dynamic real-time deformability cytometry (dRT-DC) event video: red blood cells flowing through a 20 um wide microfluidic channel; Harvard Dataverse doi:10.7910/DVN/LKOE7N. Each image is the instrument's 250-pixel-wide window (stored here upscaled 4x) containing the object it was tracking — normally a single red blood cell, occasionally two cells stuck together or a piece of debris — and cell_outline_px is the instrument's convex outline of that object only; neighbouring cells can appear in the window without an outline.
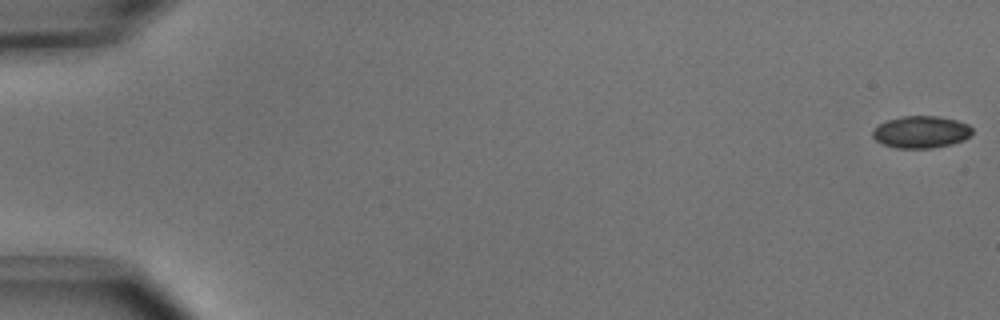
{"species": "common noctule bat (a hibernating species)", "species_latin": "Nyctalus noctula", "temperature_condition": "cold", "stored_images_in_passage": 52, "camera_frame_rate_fps": 3000, "um_per_image_px": 0.085, "animal": {"sex": "male", "body_mass_g": 15.6}, "frame": {"image": 1, "passage_image": 1, "time_ms": 0.0, "image_size_px": [1000, 320], "cell_outline_px": [[972, 132], [964, 140], [952, 144], [932, 148], [896, 148], [884, 144], [876, 140], [872, 136], [872, 132], [880, 124], [888, 120], [904, 116], [936, 116], [956, 120], [968, 124], [972, 128]], "centroid_in_image_um": [78.3, 11.22], "position_along_channel_um": 6.7, "area_um2": 18.44}}
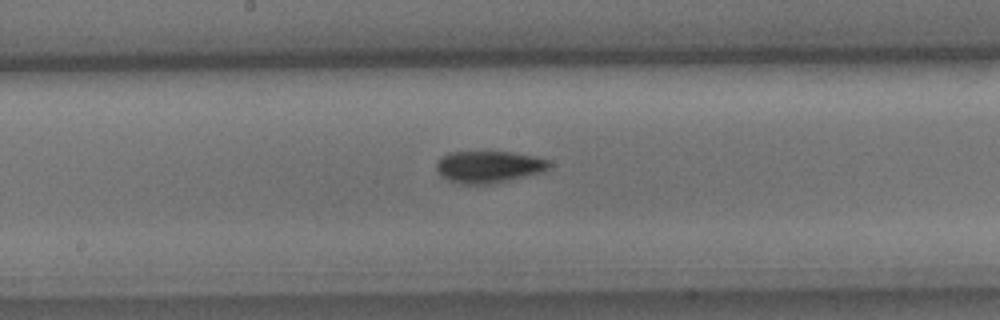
{"frame": {"image": 2, "passage_image": 28, "time_ms": 9.0, "image_size_px": [1000, 320], "cell_outline_px": [[552, 164], [544, 172], [496, 184], [460, 184], [448, 180], [440, 176], [436, 172], [436, 164], [448, 152], [512, 152], [536, 156], [548, 160]], "centroid_in_image_um": [41.57, 14.2], "position_along_channel_um": 206.6, "area_um2": 21.33}}
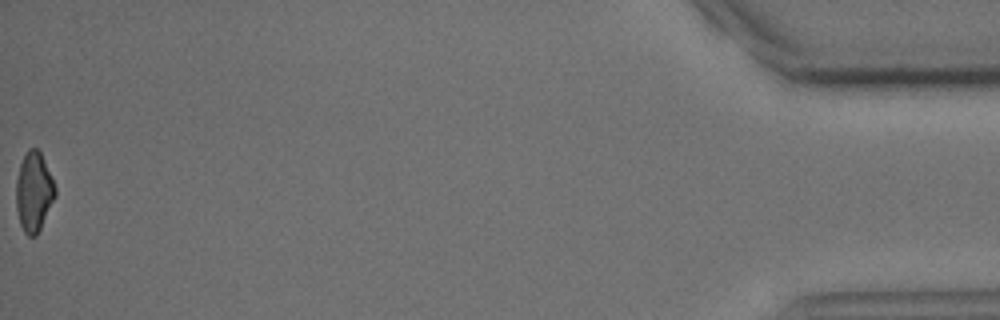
{"frame": {"image": 3, "passage_image": 52, "time_ms": 17.0, "image_size_px": [1000, 320], "cell_outline_px": [[56, 196], [36, 236], [28, 236], [24, 232], [20, 224], [16, 208], [16, 180], [20, 164], [28, 148], [36, 148], [40, 152], [44, 160], [56, 188]], "centroid_in_image_um": [2.87, 16.31], "position_along_channel_um": 432.3, "area_um2": 17.98}, "authors_computed_cell_mechanics": {"area_um2": 19.7676, "velocity_mm_per_s": 3.961, "shape_relaxation_time_tau1_ms": 2.7676, "shape_relaxation_time_tau2_ms": null, "deformation_change_tau1": 0.1099, "deformation_change_tau2": null}}